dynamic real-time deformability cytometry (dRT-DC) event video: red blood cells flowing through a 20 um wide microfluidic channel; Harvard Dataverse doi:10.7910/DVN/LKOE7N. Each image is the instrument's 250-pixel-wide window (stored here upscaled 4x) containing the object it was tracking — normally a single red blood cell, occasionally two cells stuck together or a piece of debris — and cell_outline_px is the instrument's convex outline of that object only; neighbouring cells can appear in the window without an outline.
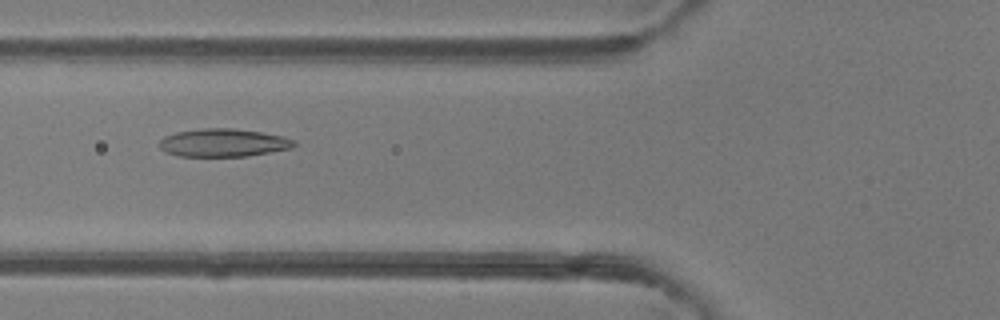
{"species": "common noctule bat (a hibernating species)", "species_latin": "Nyctalus noctula", "temperature_condition": "room temperature", "stored_images_in_passage": 29, "camera_frame_rate_fps": 3000, "um_per_image_px": 0.085, "animal": {"sex": "female"}, "frame": {"image": 1, "passage_image": 8, "time_ms": 2.333, "image_size_px": [1000, 320], "cell_outline_px": [[296, 144], [292, 148], [248, 156], [180, 156], [164, 152], [160, 148], [160, 140], [164, 136], [176, 132], [204, 128], [232, 128], [260, 132], [284, 136], [296, 140]], "centroid_in_image_um": [18.99, 12.13], "position_along_channel_um": 106.8, "area_um2": 22.02}}
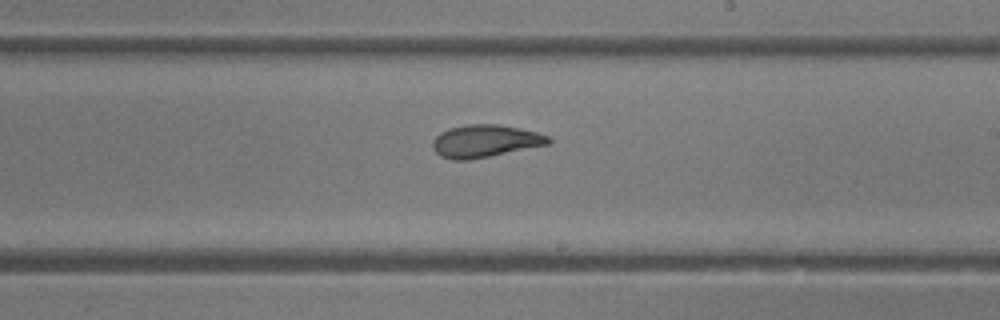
{"frame": {"image": 2, "passage_image": 18, "time_ms": 5.667, "image_size_px": [1000, 320], "cell_outline_px": [[552, 140], [548, 144], [468, 160], [452, 160], [440, 156], [432, 148], [432, 140], [440, 132], [448, 128], [468, 124], [500, 124], [520, 128], [536, 132], [548, 136]], "centroid_in_image_um": [41.18, 11.98], "position_along_channel_um": 247.8, "area_um2": 21.85}}
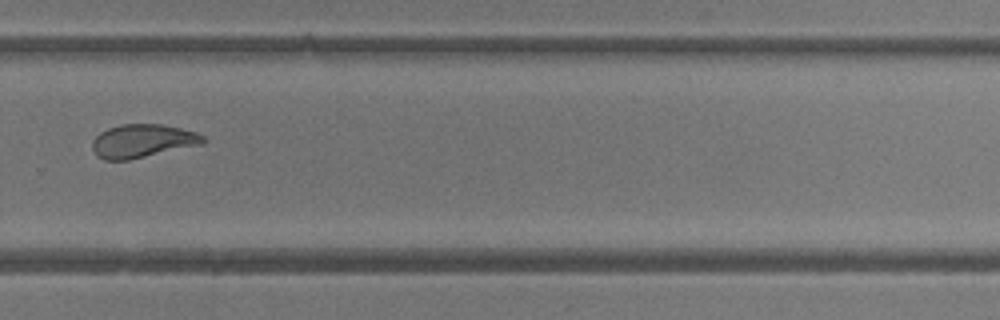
{"frame": {"image": 3, "passage_image": 23, "time_ms": 7.333, "image_size_px": [1000, 320], "cell_outline_px": [[208, 140], [204, 144], [128, 160], [104, 160], [96, 156], [92, 148], [92, 140], [100, 132], [108, 128], [120, 124], [164, 124], [196, 132], [204, 136]], "centroid_in_image_um": [12.13, 11.98], "position_along_channel_um": 317.7, "area_um2": 21.79}, "authors_computed_cell_mechanics": {"area_um2": 21.7906, "velocity_mm_per_s": 4.2108, "shape_relaxation_time_tau1_ms": 7.6945, "shape_relaxation_time_tau2_ms": 1.8232, "deformation_change_tau1": 0.2276, "deformation_change_tau2": 0.0819}}